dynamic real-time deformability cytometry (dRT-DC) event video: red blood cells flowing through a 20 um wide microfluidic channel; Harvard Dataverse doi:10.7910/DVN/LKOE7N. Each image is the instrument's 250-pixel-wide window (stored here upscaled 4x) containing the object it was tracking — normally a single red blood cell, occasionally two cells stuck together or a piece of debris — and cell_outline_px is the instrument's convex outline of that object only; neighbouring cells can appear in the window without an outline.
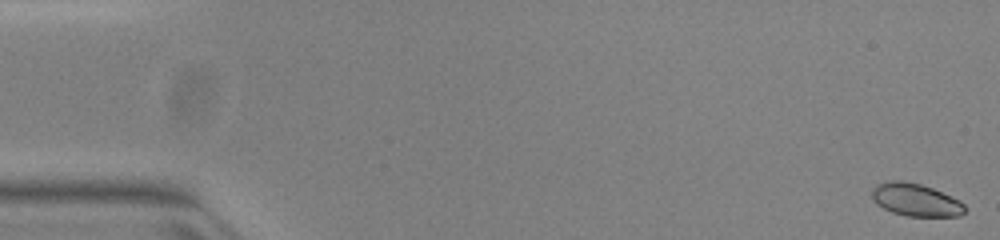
{"species": "common noctule bat (a hibernating species)", "species_latin": "Nyctalus noctula", "temperature_condition": "warm", "stored_images_in_passage": 12, "camera_frame_rate_fps": 3000, "um_per_image_px": 0.085, "animal": {"sex": "female", "body_mass_g": 23.0, "forearm_length_mm": 53.4}, "frame": {"image": 1, "passage_image": 1, "time_ms": 0.0, "image_size_px": [1000, 240], "cell_outline_px": [[968, 208], [960, 216], [904, 216], [892, 212], [876, 204], [872, 200], [872, 188], [876, 184], [888, 180], [900, 180], [920, 184], [932, 188], [960, 200]], "centroid_in_image_um": [77.82, 16.99], "position_along_channel_um": 7.2, "area_um2": 17.86}}